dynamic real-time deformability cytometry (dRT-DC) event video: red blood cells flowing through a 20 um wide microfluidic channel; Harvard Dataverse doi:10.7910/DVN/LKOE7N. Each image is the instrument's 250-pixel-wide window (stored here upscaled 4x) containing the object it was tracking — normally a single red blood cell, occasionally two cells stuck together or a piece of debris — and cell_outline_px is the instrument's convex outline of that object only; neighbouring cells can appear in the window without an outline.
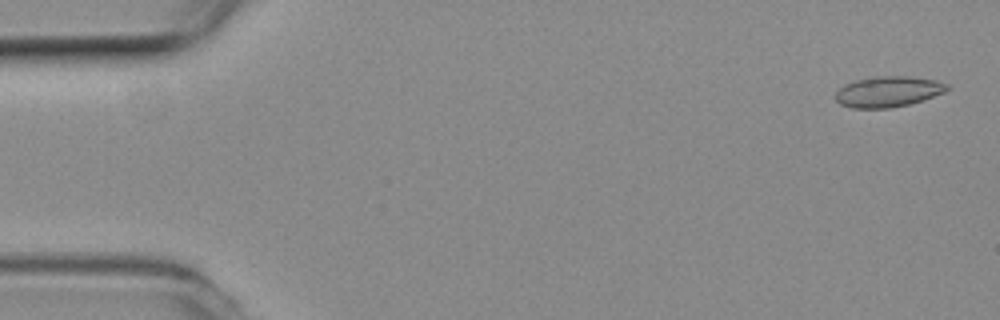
{"species": "common noctule bat (a hibernating species)", "species_latin": "Nyctalus noctula", "temperature_condition": "room temperature", "stored_images_in_passage": 11, "camera_frame_rate_fps": 3000, "um_per_image_px": 0.085, "animal": {"sex": "female", "body_mass_g": 19.3, "forearm_length_mm": 54.1}, "frame": {"image": 1, "passage_image": 2, "time_ms": 0.333, "image_size_px": [1000, 320], "cell_outline_px": [[948, 88], [944, 92], [908, 104], [888, 108], [852, 108], [840, 104], [836, 100], [836, 92], [844, 84], [856, 80], [876, 76], [912, 76], [936, 80], [948, 84]], "centroid_in_image_um": [75.46, 7.78], "position_along_channel_um": 9.5, "area_um2": 19.77}}